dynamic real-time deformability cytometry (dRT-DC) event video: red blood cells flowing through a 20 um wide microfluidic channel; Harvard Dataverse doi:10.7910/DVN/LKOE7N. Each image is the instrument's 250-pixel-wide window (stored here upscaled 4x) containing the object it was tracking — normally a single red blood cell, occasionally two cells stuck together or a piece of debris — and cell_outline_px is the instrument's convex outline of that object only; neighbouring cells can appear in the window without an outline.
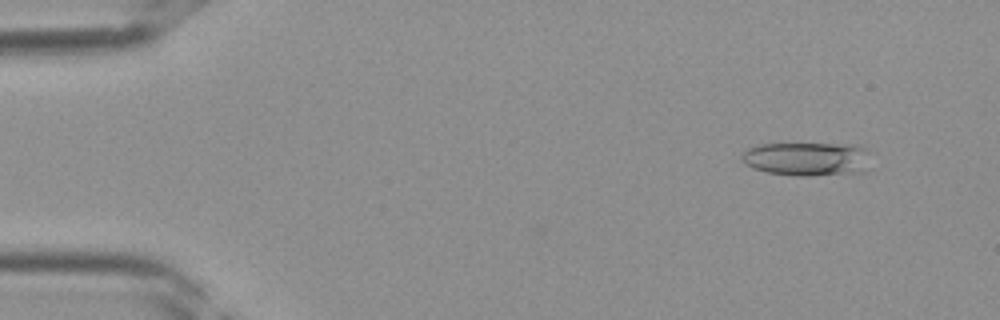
{"species": "Egyptian fruit bat (a non-hibernating species)", "species_latin": "Rousettus aegyptiacus", "temperature_condition": "room temperature", "stored_images_in_passage": 7, "camera_frame_rate_fps": 3000, "um_per_image_px": 0.085, "frame": {"image": 1, "passage_image": 4, "time_ms": 1.0, "image_size_px": [1000, 320], "cell_outline_px": [[868, 148], [864, 172], [812, 176], [796, 176], [768, 172], [752, 168], [744, 164], [740, 156], [748, 148], [760, 144], [860, 144]], "centroid_in_image_um": [68.58, 13.5], "position_along_channel_um": 16.4, "area_um2": 25.49}}